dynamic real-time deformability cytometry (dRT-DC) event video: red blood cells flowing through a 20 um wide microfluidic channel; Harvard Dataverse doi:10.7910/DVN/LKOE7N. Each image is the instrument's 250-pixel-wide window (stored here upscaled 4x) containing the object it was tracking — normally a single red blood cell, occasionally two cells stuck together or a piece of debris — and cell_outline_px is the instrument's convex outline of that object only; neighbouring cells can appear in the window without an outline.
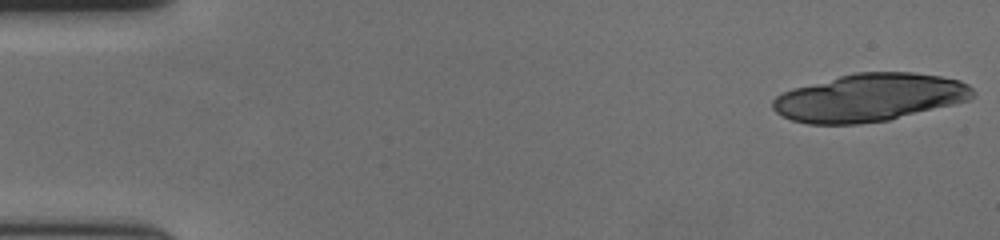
{"species": "human", "species_latin": "Homo sapiens", "temperature_condition": "cold", "stored_images_in_passage": 20, "camera_frame_rate_fps": 3000, "um_per_image_px": 0.085, "donor": {"sex": "female"}, "frame": {"image": 1, "passage_image": 1, "time_ms": 0.0, "image_size_px": [1000, 240], "cell_outline_px": [[976, 96], [968, 100], [956, 104], [888, 120], [860, 124], [808, 124], [792, 120], [776, 112], [772, 108], [772, 100], [776, 96], [792, 88], [856, 72], [912, 72], [940, 76], [960, 80], [968, 84], [976, 92]], "centroid_in_image_um": [73.95, 8.3], "position_along_channel_um": 11.1, "area_um2": 55.83}}